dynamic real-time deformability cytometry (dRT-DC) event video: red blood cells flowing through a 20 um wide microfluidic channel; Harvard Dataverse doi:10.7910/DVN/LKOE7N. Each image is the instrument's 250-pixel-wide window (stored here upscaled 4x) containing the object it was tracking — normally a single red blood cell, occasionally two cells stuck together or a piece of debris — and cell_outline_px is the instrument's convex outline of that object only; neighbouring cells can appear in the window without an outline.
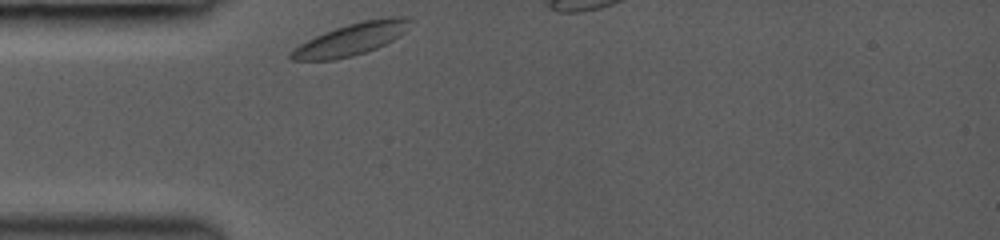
{"species": "common noctule bat (a hibernating species)", "species_latin": "Nyctalus noctula", "temperature_condition": "room temperature", "stored_images_in_passage": 12, "camera_frame_rate_fps": 3000, "um_per_image_px": 0.085, "animal": {"sex": "female", "body_mass_g": 19.0, "forearm_length_mm": 53.3}, "frame": {"image": 1, "passage_image": 1, "time_ms": 0.0, "image_size_px": [1000, 240], "cell_outline_px": [[412, 20], [404, 32], [400, 36], [376, 48], [352, 56], [332, 60], [292, 60], [288, 56], [288, 52], [300, 44], [324, 32], [348, 24], [364, 20], [388, 16], [408, 16]], "centroid_in_image_um": [29.86, 3.32], "position_along_channel_um": 55.1, "area_um2": 22.08}}
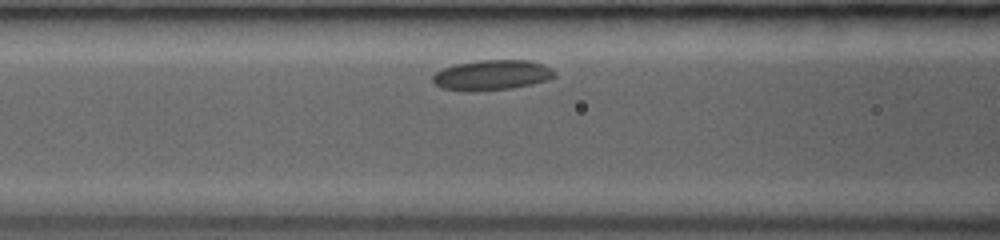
{"frame": {"image": 2, "passage_image": 9, "time_ms": 2.0, "image_size_px": [1000, 240], "cell_outline_px": [[556, 76], [548, 80], [532, 84], [512, 88], [472, 92], [468, 92], [440, 88], [432, 80], [432, 76], [436, 72], [444, 68], [456, 64], [480, 60], [528, 60], [544, 64], [552, 68], [556, 72]], "centroid_in_image_um": [41.83, 6.39], "position_along_channel_um": 124.8, "area_um2": 21.68}}